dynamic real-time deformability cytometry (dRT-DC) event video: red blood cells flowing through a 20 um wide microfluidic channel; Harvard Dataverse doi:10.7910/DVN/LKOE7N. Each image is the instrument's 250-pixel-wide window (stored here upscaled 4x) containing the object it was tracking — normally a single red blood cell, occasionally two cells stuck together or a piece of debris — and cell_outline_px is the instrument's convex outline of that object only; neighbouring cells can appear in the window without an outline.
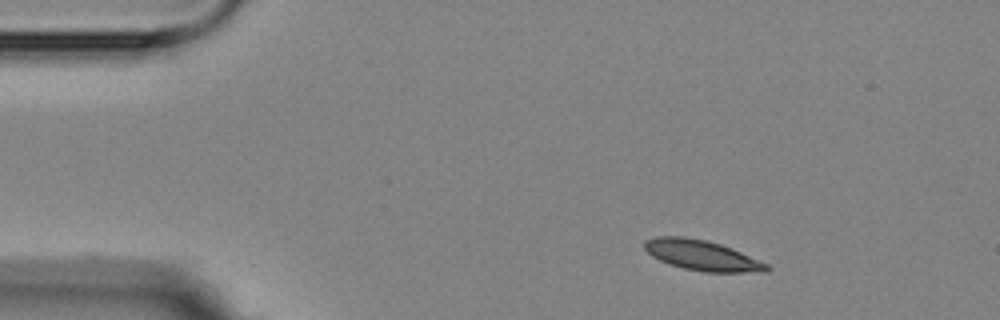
{"species": "Egyptian fruit bat (a non-hibernating species)", "species_latin": "Rousettus aegyptiacus", "temperature_condition": "room temperature", "stored_images_in_passage": 3, "camera_frame_rate_fps": 3000, "um_per_image_px": 0.085, "animal": {"sex": "female"}, "frame": {"image": 1, "passage_image": 1, "time_ms": 0.0, "image_size_px": [1000, 320], "cell_outline_px": [[772, 268], [768, 272], [704, 272], [684, 268], [660, 260], [652, 256], [644, 248], [644, 240], [656, 236], [684, 236], [708, 240], [732, 248], [768, 264]], "centroid_in_image_um": [59.69, 21.69], "position_along_channel_um": 25.3, "area_um2": 21.62}}